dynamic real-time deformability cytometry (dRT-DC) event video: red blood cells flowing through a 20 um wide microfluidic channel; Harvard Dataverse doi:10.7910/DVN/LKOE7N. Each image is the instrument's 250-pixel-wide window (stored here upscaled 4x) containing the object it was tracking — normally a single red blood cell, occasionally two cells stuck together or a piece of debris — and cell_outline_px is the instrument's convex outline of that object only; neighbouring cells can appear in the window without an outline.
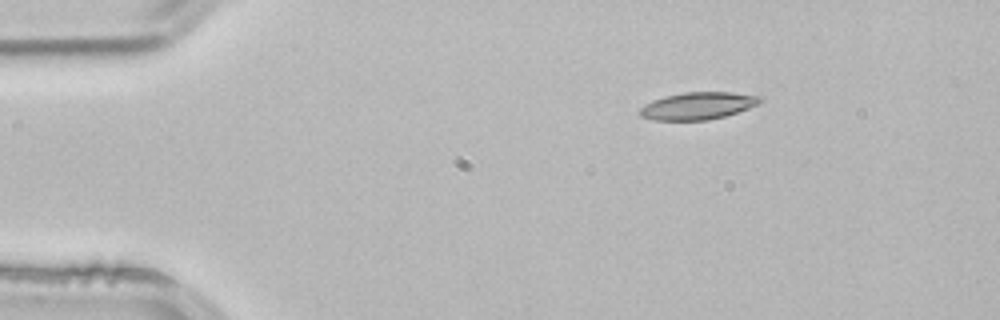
{"species": "common noctule bat (a hibernating species)", "species_latin": "Nyctalus noctula", "temperature_condition": "room temperature", "stored_images_in_passage": 2, "camera_frame_rate_fps": 3000, "um_per_image_px": 0.085, "animal": {"sex": "male", "body_mass_g": 21.5, "forearm_length_mm": 52.0}, "frame": {"image": 1, "passage_image": 1, "time_ms": 0.0, "image_size_px": [1000, 320], "cell_outline_px": [[764, 100], [748, 108], [724, 116], [708, 120], [656, 120], [640, 116], [640, 108], [652, 100], [664, 96], [684, 92], [732, 92], [764, 96]], "centroid_in_image_um": [59.34, 8.98], "position_along_channel_um": 25.7, "area_um2": 19.07}}